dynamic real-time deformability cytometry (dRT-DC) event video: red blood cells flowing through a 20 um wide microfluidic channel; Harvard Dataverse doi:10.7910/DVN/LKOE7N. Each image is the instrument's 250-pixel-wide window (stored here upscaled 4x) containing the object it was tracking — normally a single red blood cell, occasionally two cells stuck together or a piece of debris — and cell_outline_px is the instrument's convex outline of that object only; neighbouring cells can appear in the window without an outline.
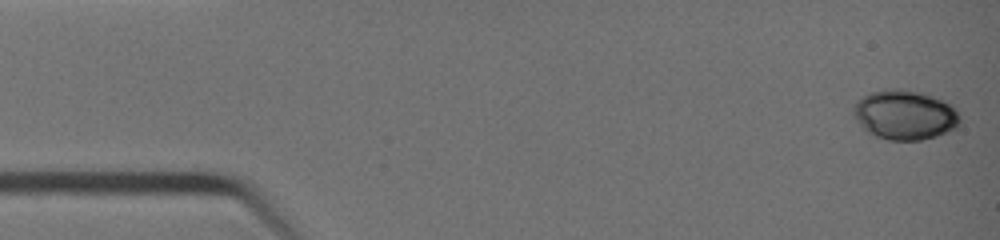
{"species": "common noctule bat (a hibernating species)", "species_latin": "Nyctalus noctula", "temperature_condition": "warm", "stored_images_in_passage": 40, "camera_frame_rate_fps": 3000, "um_per_image_px": 0.085, "animal": {"sex": "female", "body_mass_g": 19.0, "forearm_length_mm": 51.5}, "frame": {"image": 1, "passage_image": 1, "time_ms": 0.0, "image_size_px": [1000, 240], "cell_outline_px": [[960, 120], [956, 128], [936, 136], [920, 140], [888, 140], [876, 136], [868, 132], [852, 116], [852, 108], [864, 96], [872, 92], [884, 88], [904, 88], [920, 92], [932, 96], [952, 104]], "centroid_in_image_um": [76.89, 9.75], "position_along_channel_um": 8.1, "area_um2": 30.75}}
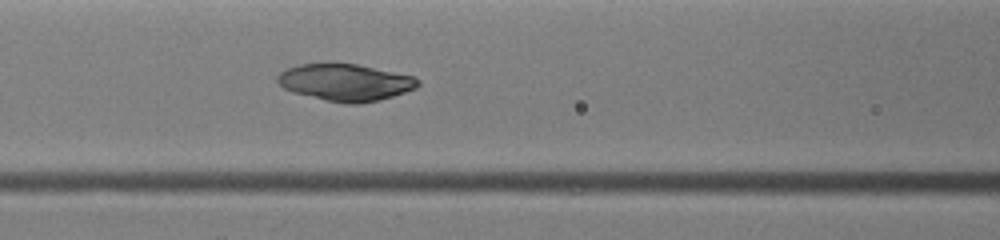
{"frame": {"image": 2, "passage_image": 17, "time_ms": 5.333, "image_size_px": [1000, 240], "cell_outline_px": [[420, 84], [416, 88], [380, 100], [360, 104], [344, 104], [292, 92], [284, 88], [276, 80], [276, 76], [280, 72], [288, 68], [300, 64], [328, 60], [332, 60], [356, 64], [416, 76], [420, 80]], "centroid_in_image_um": [29.34, 6.96], "position_along_channel_um": 137.3, "area_um2": 31.04}}
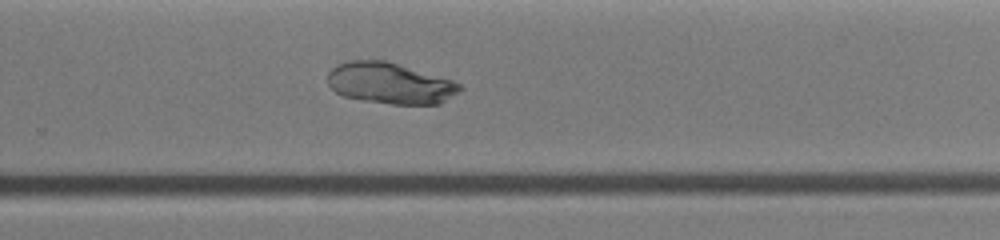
{"frame": {"image": 3, "passage_image": 27, "time_ms": 8.667, "image_size_px": [1000, 240], "cell_outline_px": [[464, 88], [460, 92], [440, 104], [392, 104], [360, 100], [344, 96], [336, 92], [328, 84], [328, 72], [336, 64], [348, 60], [388, 60], [452, 80], [460, 84]], "centroid_in_image_um": [33.16, 7.07], "position_along_channel_um": 296.6, "area_um2": 32.02}}